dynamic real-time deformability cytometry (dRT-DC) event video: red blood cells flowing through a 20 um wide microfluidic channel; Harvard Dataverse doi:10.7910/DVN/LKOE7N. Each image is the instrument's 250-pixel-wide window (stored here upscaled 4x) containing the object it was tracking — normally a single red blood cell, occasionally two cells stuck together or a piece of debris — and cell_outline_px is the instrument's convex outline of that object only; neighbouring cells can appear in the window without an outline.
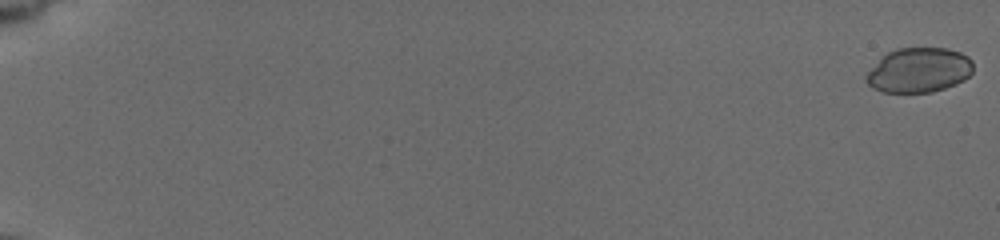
{"species": "common noctule bat (a hibernating species)", "species_latin": "Nyctalus noctula", "temperature_condition": "cold", "stored_images_in_passage": 27, "camera_frame_rate_fps": 3000, "um_per_image_px": 0.085, "animal": {"sex": "female", "body_mass_g": 19.5, "forearm_length_mm": 54.1}, "frame": {"image": 1, "passage_image": 1, "time_ms": 0.0, "image_size_px": [1000, 240], "cell_outline_px": [[972, 72], [964, 80], [956, 84], [932, 92], [884, 92], [872, 88], [868, 84], [864, 76], [880, 56], [896, 48], [944, 48], [960, 52], [968, 56], [972, 60]], "centroid_in_image_um": [78.08, 5.96], "position_along_channel_um": 6.9, "area_um2": 28.03}}
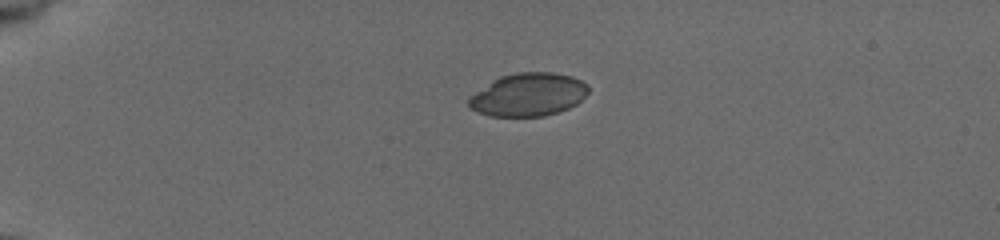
{"frame": {"image": 2, "passage_image": 20, "time_ms": 5.0, "image_size_px": [1000, 240], "cell_outline_px": [[588, 92], [576, 104], [568, 108], [544, 116], [488, 116], [476, 112], [468, 104], [468, 100], [476, 92], [492, 80], [500, 76], [516, 72], [552, 72], [572, 76], [588, 84]], "centroid_in_image_um": [44.91, 8.04], "position_along_channel_um": 40.1, "area_um2": 29.88}}